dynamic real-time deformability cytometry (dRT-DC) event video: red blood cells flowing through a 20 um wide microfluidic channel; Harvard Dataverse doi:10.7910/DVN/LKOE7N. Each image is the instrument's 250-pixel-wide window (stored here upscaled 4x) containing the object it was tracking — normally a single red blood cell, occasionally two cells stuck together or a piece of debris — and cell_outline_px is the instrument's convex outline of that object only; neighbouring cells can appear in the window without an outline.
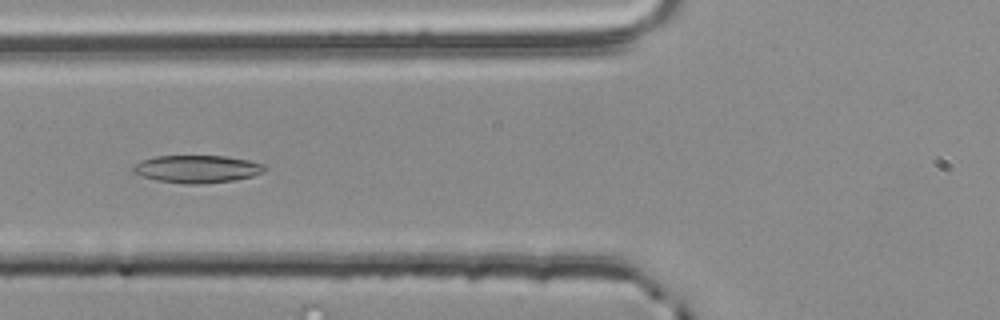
{"species": "common noctule bat (a hibernating species)", "species_latin": "Nyctalus noctula", "temperature_condition": "room temperature", "stored_images_in_passage": 39, "camera_frame_rate_fps": 3000, "um_per_image_px": 0.085, "animal": {"sex": "male", "body_mass_g": 20.4}, "frame": {"image": 1, "passage_image": 6, "time_ms": 1.667, "image_size_px": [1000, 320], "cell_outline_px": [[268, 168], [264, 172], [252, 176], [236, 180], [200, 184], [188, 184], [156, 180], [132, 172], [132, 168], [140, 160], [156, 156], [224, 156], [248, 160], [264, 164]], "centroid_in_image_um": [16.78, 14.36], "position_along_channel_um": 109.0, "area_um2": 21.15}}
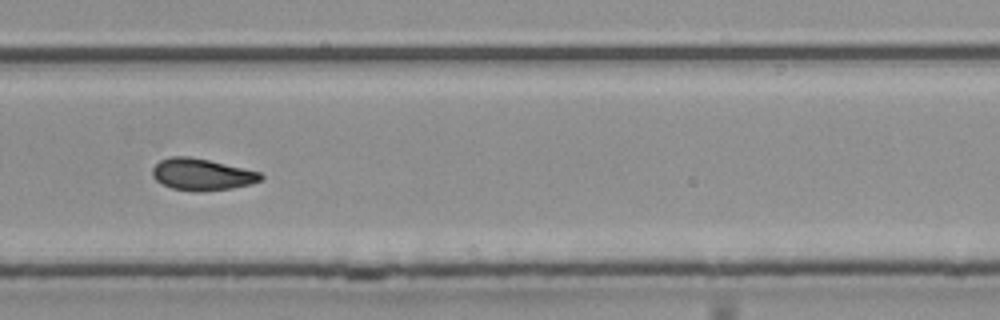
{"frame": {"image": 2, "passage_image": 22, "time_ms": 7.0, "image_size_px": [1000, 320], "cell_outline_px": [[264, 176], [260, 180], [252, 184], [232, 188], [196, 192], [172, 188], [156, 180], [152, 176], [152, 168], [160, 160], [172, 156], [188, 156], [208, 160], [260, 172]], "centroid_in_image_um": [17.15, 14.83], "position_along_channel_um": 312.7, "area_um2": 19.88}}
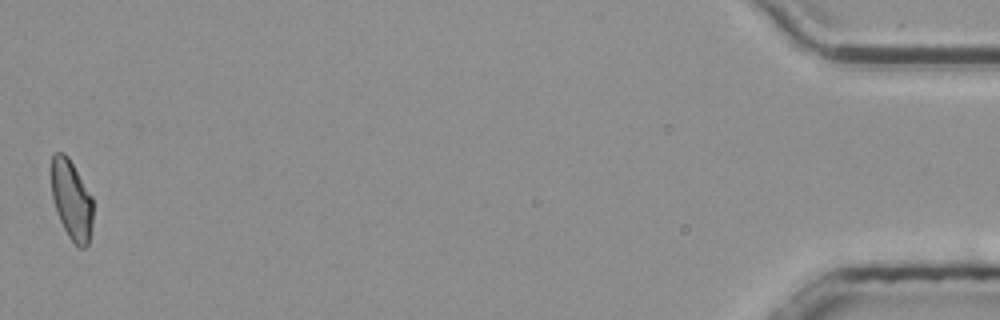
{"frame": {"image": 3, "passage_image": 39, "time_ms": 12.667, "image_size_px": [1000, 320], "cell_outline_px": [[92, 224], [88, 244], [84, 248], [80, 248], [68, 236], [56, 212], [52, 196], [52, 156], [56, 152], [64, 152], [68, 156], [92, 196]], "centroid_in_image_um": [6.08, 16.98], "position_along_channel_um": 429.1, "area_um2": 19.13}, "authors_computed_cell_mechanics": {"area_um2": 19.8254, "velocity_mm_per_s": 3.8183, "shape_relaxation_time_tau1_ms": 5.6879, "shape_relaxation_time_tau2_ms": 5.4175, "deformation_change_tau1": 0.1772, "deformation_change_tau2": 0.1094}}